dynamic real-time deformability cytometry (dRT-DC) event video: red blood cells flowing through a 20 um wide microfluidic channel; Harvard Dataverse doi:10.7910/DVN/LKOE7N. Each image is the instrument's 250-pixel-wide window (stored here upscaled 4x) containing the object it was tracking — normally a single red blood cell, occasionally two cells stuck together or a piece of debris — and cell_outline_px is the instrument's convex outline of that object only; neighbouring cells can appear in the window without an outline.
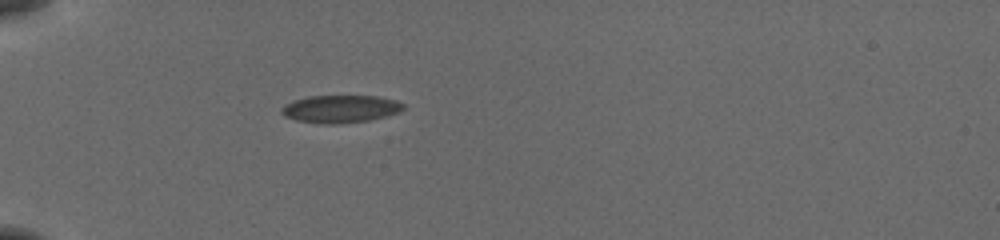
{"species": "common noctule bat (a hibernating species)", "species_latin": "Nyctalus noctula", "temperature_condition": "cold", "stored_images_in_passage": 38, "camera_frame_rate_fps": 3000, "um_per_image_px": 0.085, "animal": {"sex": "female", "body_mass_g": 19.5, "forearm_length_mm": 54.1}, "frame": {"image": 1, "passage_image": 1, "time_ms": 0.0, "image_size_px": [1000, 240], "cell_outline_px": [[404, 108], [396, 112], [384, 116], [368, 120], [332, 124], [328, 124], [296, 120], [284, 116], [280, 112], [280, 108], [284, 104], [292, 100], [308, 96], [376, 96], [396, 100], [404, 104]], "centroid_in_image_um": [28.87, 9.24], "position_along_channel_um": 56.1, "area_um2": 19.42}}
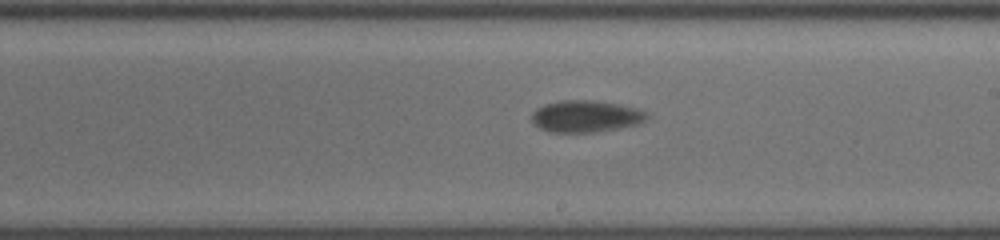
{"frame": {"image": 2, "passage_image": 17, "time_ms": 5.333, "image_size_px": [1000, 240], "cell_outline_px": [[648, 116], [644, 120], [636, 124], [616, 128], [592, 132], [548, 132], [540, 128], [532, 120], [532, 112], [536, 108], [544, 104], [560, 100], [592, 100], [616, 104], [636, 108], [644, 112]], "centroid_in_image_um": [49.72, 9.88], "position_along_channel_um": 239.3, "area_um2": 20.98}}
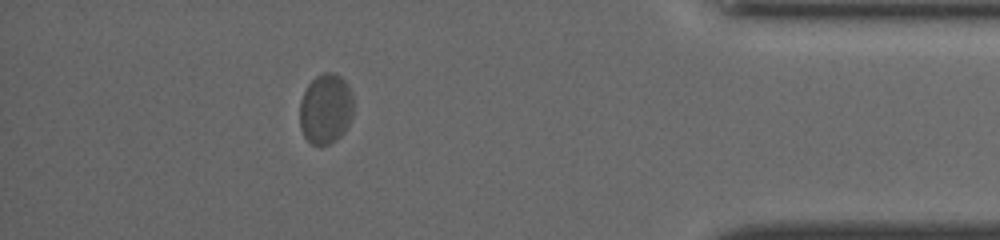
{"frame": {"image": 3, "passage_image": 33, "time_ms": 10.667, "image_size_px": [1000, 240], "cell_outline_px": [[352, 116], [344, 132], [336, 140], [328, 144], [312, 144], [304, 136], [300, 128], [300, 100], [308, 84], [316, 76], [324, 72], [332, 72], [340, 76], [348, 84], [352, 92]], "centroid_in_image_um": [27.68, 9.23], "position_along_channel_um": 407.5, "area_um2": 21.96}, "authors_computed_cell_mechanics": {"area_um2": 21.0681, "velocity_mm_per_s": 3.7881, "shape_relaxation_time_tau1_ms": 3.2605, "shape_relaxation_time_tau2_ms": null, "deformation_change_tau1": 0.0647, "deformation_change_tau2": null}}